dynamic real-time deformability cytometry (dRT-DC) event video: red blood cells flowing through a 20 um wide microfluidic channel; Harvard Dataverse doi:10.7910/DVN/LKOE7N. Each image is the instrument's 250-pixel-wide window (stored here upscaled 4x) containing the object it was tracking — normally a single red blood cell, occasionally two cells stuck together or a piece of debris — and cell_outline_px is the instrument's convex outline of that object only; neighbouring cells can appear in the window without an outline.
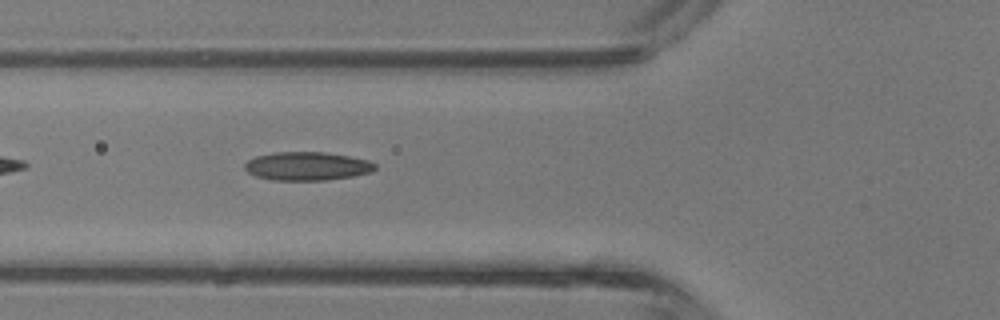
{"species": "common noctule bat (a hibernating species)", "species_latin": "Nyctalus noctula", "temperature_condition": "room temperature", "stored_images_in_passage": 5, "camera_frame_rate_fps": 3000, "um_per_image_px": 0.085, "animal": {"sex": "male", "body_mass_g": 13.3}, "frame": {"image": 1, "passage_image": 5, "time_ms": 1.333, "image_size_px": [1000, 320], "cell_outline_px": [[376, 168], [372, 172], [352, 176], [324, 180], [272, 180], [256, 176], [248, 172], [244, 168], [244, 164], [248, 160], [256, 156], [272, 152], [324, 152], [348, 156], [368, 160], [376, 164]], "centroid_in_image_um": [26.09, 14.12], "position_along_channel_um": 99.7, "area_um2": 21.62}}